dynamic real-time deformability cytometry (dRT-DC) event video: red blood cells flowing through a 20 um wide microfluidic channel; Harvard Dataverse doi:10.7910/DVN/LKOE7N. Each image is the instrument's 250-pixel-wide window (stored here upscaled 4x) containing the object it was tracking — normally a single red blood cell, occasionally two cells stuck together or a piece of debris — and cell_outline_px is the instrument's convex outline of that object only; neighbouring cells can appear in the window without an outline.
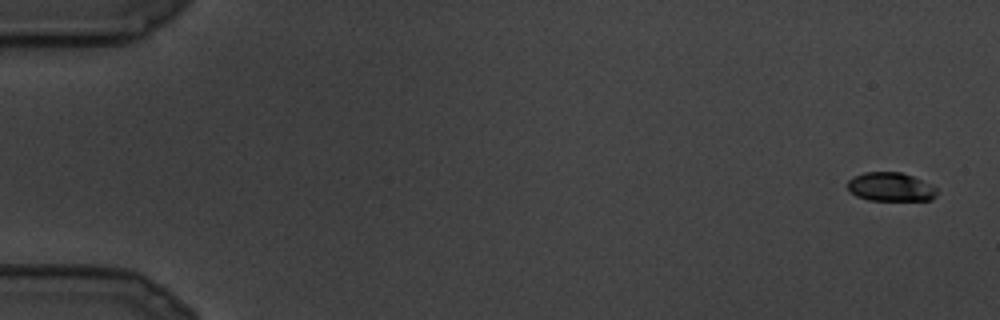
{"species": "common noctule bat (a hibernating species)", "species_latin": "Nyctalus noctula", "temperature_condition": "cold", "stored_images_in_passage": 27, "camera_frame_rate_fps": 3000, "um_per_image_px": 0.085, "animal": {"sex": "male", "body_mass_g": 19.5, "forearm_length_mm": 54.6}, "frame": {"image": 1, "passage_image": 1, "time_ms": 0.0, "image_size_px": [1000, 320], "cell_outline_px": [[940, 192], [932, 200], [868, 200], [856, 196], [848, 188], [848, 180], [852, 176], [864, 172], [900, 172], [912, 176], [936, 188]], "centroid_in_image_um": [75.7, 15.89], "position_along_channel_um": 9.3, "area_um2": 14.97}}
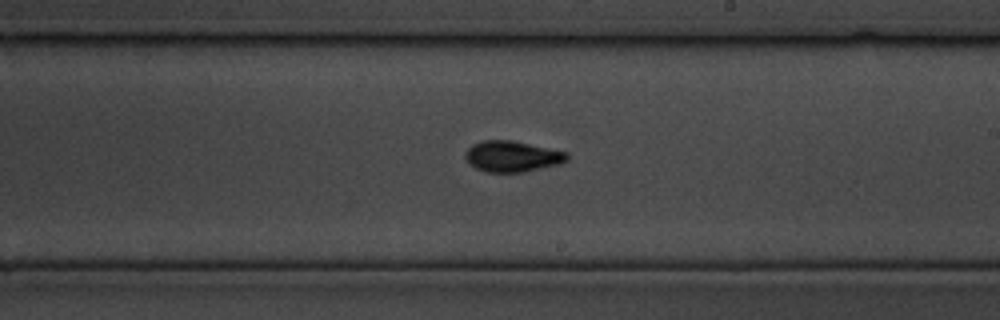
{"frame": {"image": 2, "passage_image": 16, "time_ms": 5.0, "image_size_px": [1000, 320], "cell_outline_px": [[568, 160], [560, 164], [524, 172], [488, 172], [476, 168], [468, 164], [464, 156], [464, 152], [472, 144], [480, 140], [512, 140], [568, 152]], "centroid_in_image_um": [43.51, 13.29], "position_along_channel_um": 245.5, "area_um2": 18.55}}
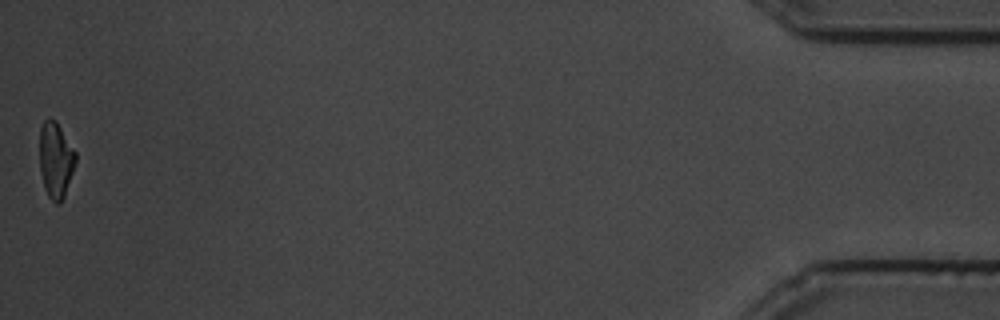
{"frame": {"image": 3, "passage_image": 27, "time_ms": 8.667, "image_size_px": [1000, 320], "cell_outline_px": [[76, 160], [64, 196], [60, 204], [56, 204], [48, 196], [44, 188], [40, 172], [40, 128], [44, 120], [48, 116], [56, 120], [76, 152]], "centroid_in_image_um": [4.72, 13.57], "position_along_channel_um": 430.5, "area_um2": 15.95}}